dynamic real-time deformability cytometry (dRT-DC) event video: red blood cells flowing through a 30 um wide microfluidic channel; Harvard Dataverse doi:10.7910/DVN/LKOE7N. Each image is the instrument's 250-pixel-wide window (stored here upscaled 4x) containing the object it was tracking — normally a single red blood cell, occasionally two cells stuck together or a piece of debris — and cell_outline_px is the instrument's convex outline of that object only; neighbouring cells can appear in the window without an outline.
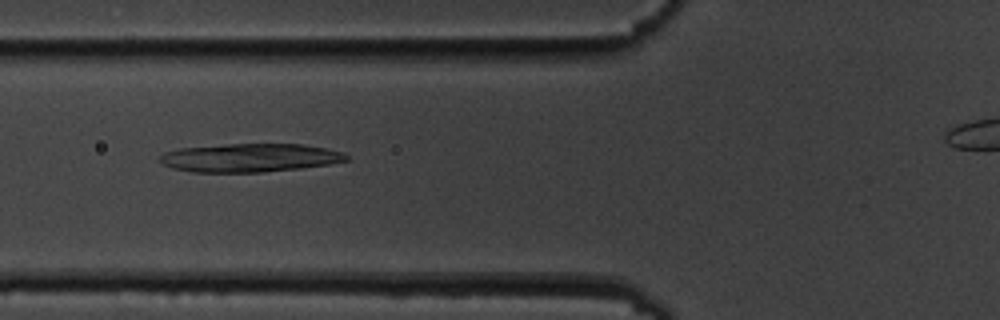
{"species": "common noctule bat (a hibernating species)", "species_latin": "Nyctalus noctula", "temperature_condition": "cold", "stored_images_in_passage": 3, "camera_frame_rate_fps": 3000, "um_per_image_px": 0.085, "animal": {"sex": "male", "body_mass_g": 19.5, "forearm_length_mm": 54.6}, "frame": {"image": 1, "passage_image": 2, "time_ms": 1.333, "image_size_px": [1000, 320], "cell_outline_px": [[348, 160], [328, 164], [300, 168], [260, 172], [192, 172], [172, 168], [156, 160], [164, 152], [180, 148], [224, 144], [304, 144], [344, 152], [348, 156]], "centroid_in_image_um": [21.2, 13.4], "position_along_channel_um": 104.6, "area_um2": 30.92}}
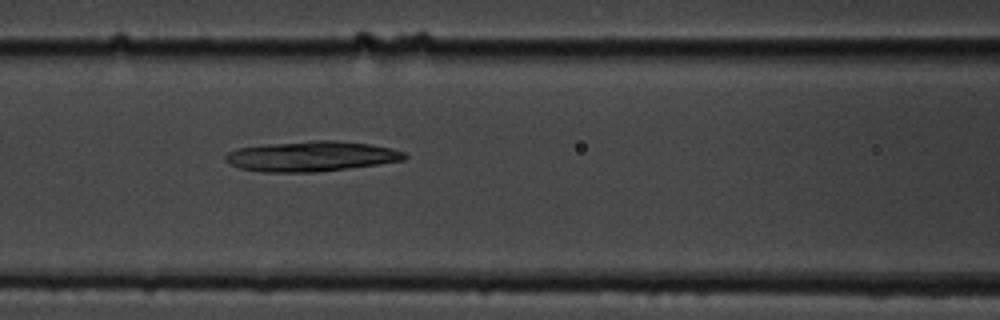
{"frame": {"image": 2, "passage_image": 3, "time_ms": 2.333, "image_size_px": [1000, 320], "cell_outline_px": [[408, 156], [404, 160], [348, 168], [316, 172], [264, 172], [240, 168], [228, 164], [224, 160], [224, 156], [228, 152], [236, 148], [264, 144], [312, 140], [336, 140], [368, 144], [392, 148], [404, 152]], "centroid_in_image_um": [26.41, 13.28], "position_along_channel_um": 140.2, "area_um2": 31.62}}